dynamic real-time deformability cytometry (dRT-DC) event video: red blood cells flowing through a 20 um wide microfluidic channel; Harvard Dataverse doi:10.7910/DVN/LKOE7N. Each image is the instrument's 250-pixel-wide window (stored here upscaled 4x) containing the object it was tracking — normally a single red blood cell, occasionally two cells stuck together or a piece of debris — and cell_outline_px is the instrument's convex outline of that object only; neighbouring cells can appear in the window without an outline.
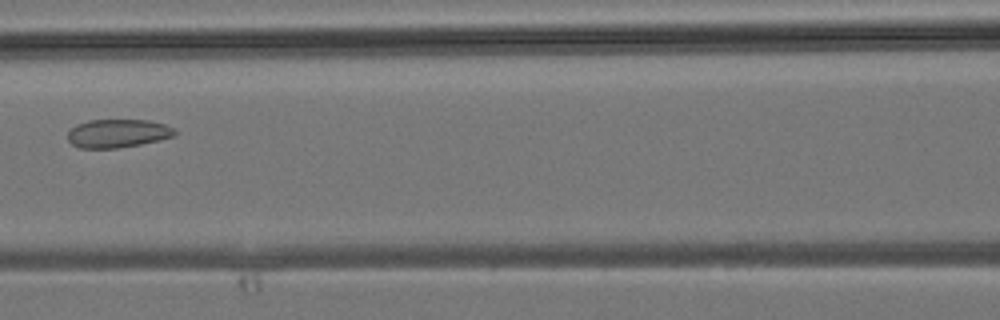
{"species": "common noctule bat (a hibernating species)", "species_latin": "Nyctalus noctula", "temperature_condition": "room temperature", "stored_images_in_passage": 35, "camera_frame_rate_fps": 3000, "um_per_image_px": 0.085, "animal": {"sex": "male", "body_mass_g": 19.2, "forearm_length_mm": 51.8}, "frame": {"image": 1, "passage_image": 15, "time_ms": 4.667, "image_size_px": [1000, 320], "cell_outline_px": [[176, 132], [172, 136], [160, 140], [140, 144], [116, 148], [80, 148], [72, 144], [68, 140], [68, 132], [76, 124], [88, 120], [148, 120], [164, 124], [176, 128]], "centroid_in_image_um": [10.0, 11.33], "position_along_channel_um": 156.6, "area_um2": 17.69}}
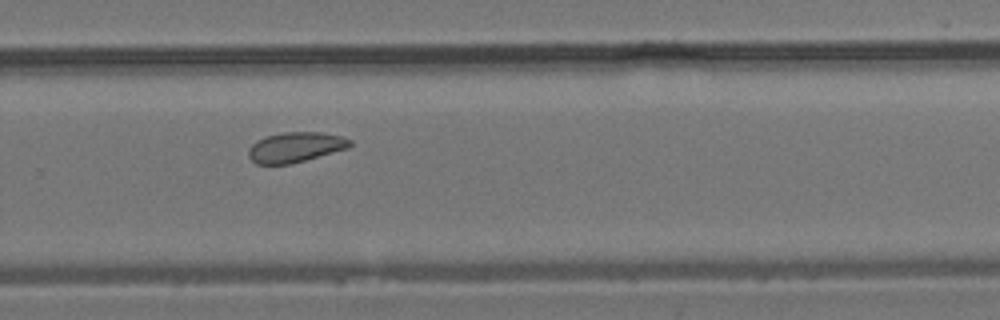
{"frame": {"image": 2, "passage_image": 23, "time_ms": 7.333, "image_size_px": [1000, 320], "cell_outline_px": [[352, 144], [348, 148], [292, 164], [256, 164], [248, 156], [248, 148], [256, 140], [264, 136], [284, 132], [320, 132], [344, 136], [352, 140]], "centroid_in_image_um": [25.11, 12.5], "position_along_channel_um": 304.7, "area_um2": 18.03}}
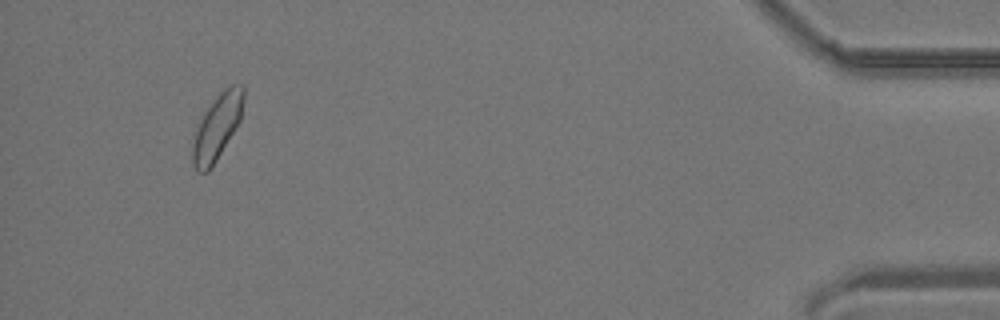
{"frame": {"image": 3, "passage_image": 33, "time_ms": 10.667, "image_size_px": [1000, 320], "cell_outline_px": [[244, 100], [240, 120], [236, 128], [212, 168], [208, 172], [196, 172], [192, 164], [192, 144], [196, 124], [204, 112], [216, 96], [224, 88], [232, 84], [244, 84]], "centroid_in_image_um": [18.43, 10.8], "position_along_channel_um": 416.8, "area_um2": 19.83}}